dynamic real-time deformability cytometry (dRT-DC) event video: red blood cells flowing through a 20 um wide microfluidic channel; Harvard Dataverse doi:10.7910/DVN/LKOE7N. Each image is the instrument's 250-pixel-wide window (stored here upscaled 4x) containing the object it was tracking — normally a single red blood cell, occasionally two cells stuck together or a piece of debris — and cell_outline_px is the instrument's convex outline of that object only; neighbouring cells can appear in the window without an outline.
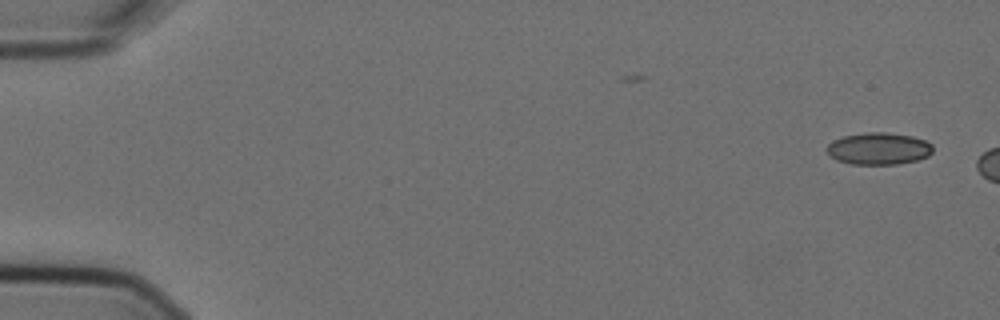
{"species": "Egyptian fruit bat (a non-hibernating species)", "species_latin": "Rousettus aegyptiacus", "temperature_condition": "cold", "stored_images_in_passage": 2, "camera_frame_rate_fps": 3000, "um_per_image_px": 0.085, "animal": {"sex": "female"}, "frame": {"image": 1, "passage_image": 2, "time_ms": 0.333, "image_size_px": [1000, 320], "cell_outline_px": [[932, 152], [928, 156], [916, 160], [896, 164], [852, 164], [836, 160], [828, 152], [828, 144], [832, 140], [844, 136], [868, 132], [884, 132], [912, 136], [924, 140], [932, 144]], "centroid_in_image_um": [74.69, 12.63], "position_along_channel_um": 10.3, "area_um2": 19.59}}